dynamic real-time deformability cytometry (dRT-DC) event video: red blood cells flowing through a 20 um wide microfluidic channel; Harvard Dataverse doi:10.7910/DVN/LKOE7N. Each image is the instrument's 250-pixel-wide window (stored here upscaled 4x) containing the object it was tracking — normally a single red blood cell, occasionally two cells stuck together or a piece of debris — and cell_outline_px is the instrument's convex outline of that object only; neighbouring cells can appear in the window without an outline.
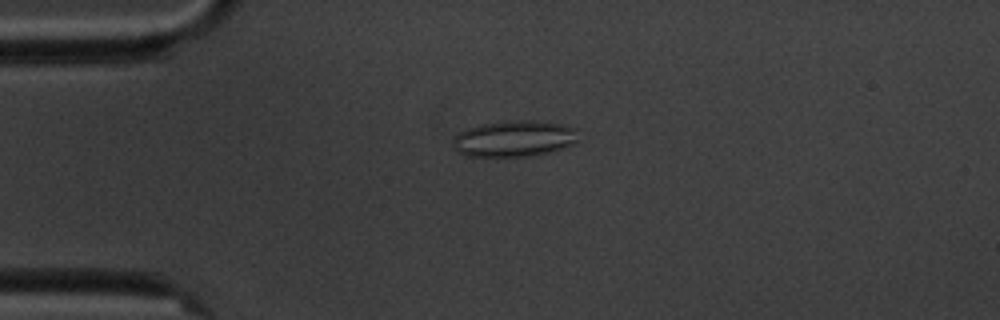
{"species": "common noctule bat (a hibernating species)", "species_latin": "Nyctalus noctula", "temperature_condition": "cold", "stored_images_in_passage": 6, "camera_frame_rate_fps": 3000, "um_per_image_px": 0.085, "animal": {"sex": "male", "body_mass_g": 20.1, "forearm_length_mm": 53.5}, "frame": {"image": 1, "passage_image": 1, "time_ms": 0.0, "image_size_px": [1000, 320], "cell_outline_px": [[580, 140], [576, 144], [564, 148], [548, 152], [528, 156], [464, 156], [456, 152], [452, 148], [452, 140], [460, 132], [468, 128], [480, 124], [516, 120], [536, 120], [564, 124], [576, 128]], "centroid_in_image_um": [43.74, 11.78], "position_along_channel_um": 41.3, "area_um2": 26.88}}
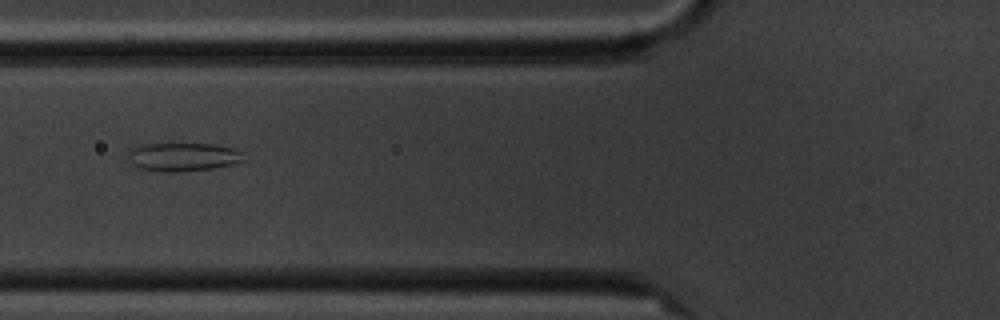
{"frame": {"image": 2, "passage_image": 3, "time_ms": 2.667, "image_size_px": [1000, 320], "cell_outline_px": [[248, 160], [232, 164], [212, 168], [176, 172], [164, 172], [140, 168], [132, 164], [128, 152], [128, 148], [136, 144], [212, 144], [232, 148], [244, 152]], "centroid_in_image_um": [15.57, 13.33], "position_along_channel_um": 110.2, "area_um2": 19.36}}